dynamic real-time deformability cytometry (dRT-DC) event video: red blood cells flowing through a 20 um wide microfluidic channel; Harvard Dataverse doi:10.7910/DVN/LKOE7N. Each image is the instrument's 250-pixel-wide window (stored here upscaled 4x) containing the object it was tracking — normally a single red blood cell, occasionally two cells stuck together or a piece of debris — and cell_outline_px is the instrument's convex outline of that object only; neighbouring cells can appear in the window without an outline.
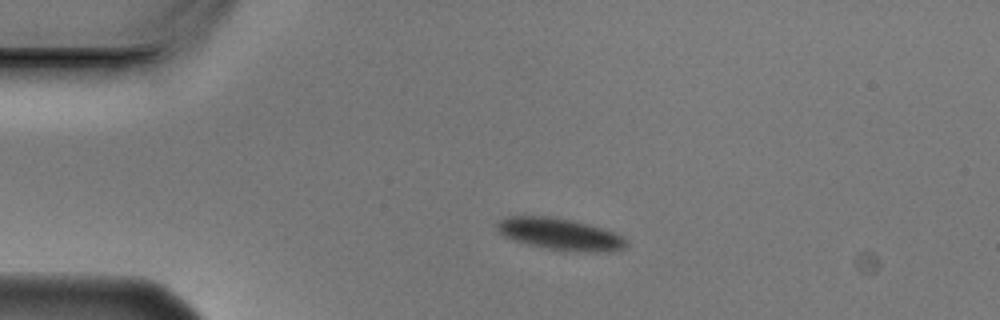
{"species": "Egyptian fruit bat (a non-hibernating species)", "species_latin": "Rousettus aegyptiacus", "temperature_condition": "cold", "stored_images_in_passage": 4, "camera_frame_rate_fps": 3000, "um_per_image_px": 0.085, "animal": {"sex": "male"}, "frame": {"image": 1, "passage_image": 3, "time_ms": 0.667, "image_size_px": [1000, 320], "cell_outline_px": [[628, 244], [624, 248], [612, 252], [592, 252], [544, 248], [512, 240], [504, 236], [496, 228], [496, 224], [500, 220], [508, 216], [552, 216], [572, 220], [600, 228], [612, 232], [628, 240]], "centroid_in_image_um": [47.59, 19.9], "position_along_channel_um": 37.4, "area_um2": 23.76}}